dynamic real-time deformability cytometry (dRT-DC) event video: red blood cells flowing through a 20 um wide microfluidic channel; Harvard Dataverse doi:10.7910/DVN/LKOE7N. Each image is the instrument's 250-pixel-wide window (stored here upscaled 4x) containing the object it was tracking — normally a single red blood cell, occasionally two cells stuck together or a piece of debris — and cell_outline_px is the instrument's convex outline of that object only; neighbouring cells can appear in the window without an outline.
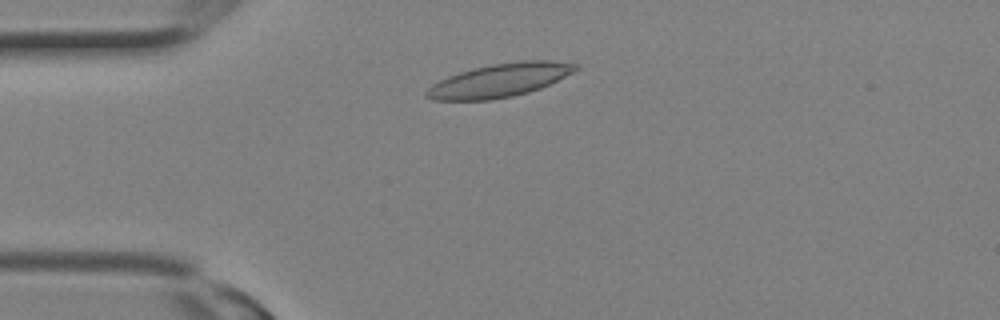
{"species": "Egyptian fruit bat (a non-hibernating species)", "species_latin": "Rousettus aegyptiacus", "temperature_condition": "room temperature", "stored_images_in_passage": 2, "camera_frame_rate_fps": 3000, "um_per_image_px": 0.085, "animal": {"sex": "female"}, "frame": {"image": 1, "passage_image": 2, "time_ms": 0.333, "image_size_px": [1000, 320], "cell_outline_px": [[580, 68], [540, 88], [528, 92], [512, 96], [492, 100], [432, 100], [424, 96], [424, 92], [432, 84], [448, 76], [472, 68], [492, 64], [524, 60], [552, 60], [580, 64]], "centroid_in_image_um": [42.45, 6.82], "position_along_channel_um": 42.6, "area_um2": 29.02}}